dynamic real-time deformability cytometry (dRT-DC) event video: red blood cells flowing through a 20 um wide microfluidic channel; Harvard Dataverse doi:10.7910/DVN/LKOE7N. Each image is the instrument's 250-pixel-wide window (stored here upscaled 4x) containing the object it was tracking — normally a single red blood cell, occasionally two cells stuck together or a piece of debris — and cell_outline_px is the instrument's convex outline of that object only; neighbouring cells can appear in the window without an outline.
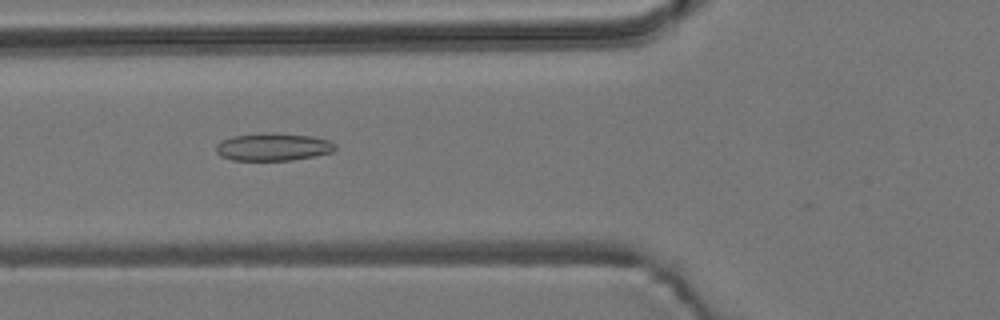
{"species": "common noctule bat (a hibernating species)", "species_latin": "Nyctalus noctula", "temperature_condition": "room temperature", "stored_images_in_passage": 40, "camera_frame_rate_fps": 3000, "um_per_image_px": 0.085, "animal": {"sex": "male", "body_mass_g": 19.2, "forearm_length_mm": 51.8}, "frame": {"image": 1, "passage_image": 5, "time_ms": 1.333, "image_size_px": [1000, 320], "cell_outline_px": [[336, 148], [332, 152], [316, 156], [292, 160], [232, 160], [220, 156], [216, 152], [216, 144], [220, 140], [232, 136], [312, 136], [328, 140], [336, 144]], "centroid_in_image_um": [23.21, 12.55], "position_along_channel_um": 102.6, "area_um2": 18.21}}
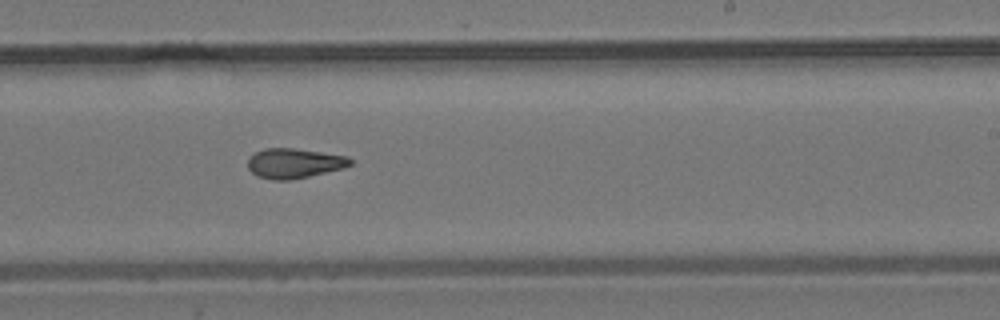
{"frame": {"image": 2, "passage_image": 18, "time_ms": 5.667, "image_size_px": [1000, 320], "cell_outline_px": [[352, 164], [344, 168], [292, 180], [272, 180], [256, 176], [248, 168], [248, 156], [264, 148], [292, 148], [348, 156], [352, 160]], "centroid_in_image_um": [24.99, 13.88], "position_along_channel_um": 264.0, "area_um2": 17.92}}
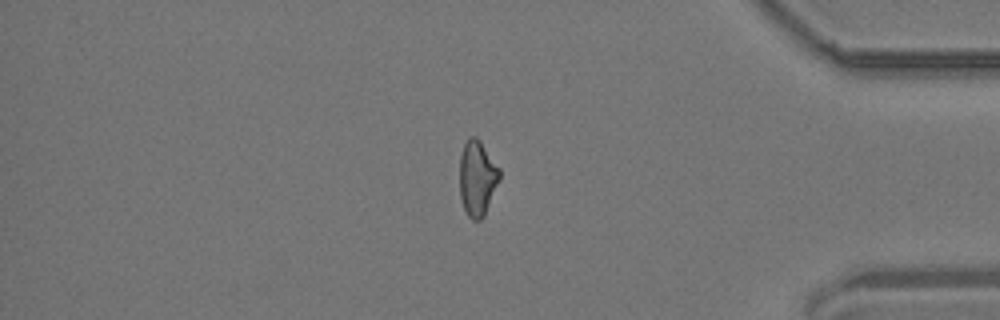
{"frame": {"image": 3, "passage_image": 31, "time_ms": 10.0, "image_size_px": [1000, 320], "cell_outline_px": [[500, 176], [484, 216], [480, 220], [472, 220], [468, 216], [464, 208], [460, 196], [460, 156], [464, 144], [468, 136], [476, 136], [480, 140], [500, 168]], "centroid_in_image_um": [40.56, 15.11], "position_along_channel_um": 394.6, "area_um2": 17.46}, "authors_computed_cell_mechanics": {"area_um2": 17.918, "velocity_mm_per_s": 3.7183, "shape_relaxation_time_tau1_ms": null, "shape_relaxation_time_tau2_ms": 3.5916, "deformation_change_tau1": null, "deformation_change_tau2": 0.1115}}